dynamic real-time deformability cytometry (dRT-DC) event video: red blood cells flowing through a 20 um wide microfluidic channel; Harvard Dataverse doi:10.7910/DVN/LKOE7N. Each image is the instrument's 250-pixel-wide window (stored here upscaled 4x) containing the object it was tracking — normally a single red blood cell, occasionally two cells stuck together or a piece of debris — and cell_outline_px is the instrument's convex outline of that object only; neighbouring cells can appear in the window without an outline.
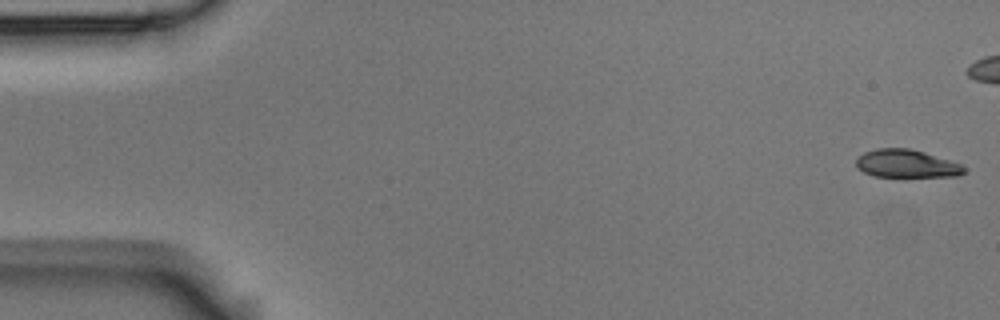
{"species": "Egyptian fruit bat (a non-hibernating species)", "species_latin": "Rousettus aegyptiacus", "temperature_condition": "room temperature", "stored_images_in_passage": 5, "camera_frame_rate_fps": 3000, "um_per_image_px": 0.085, "animal": {"sex": "male"}, "frame": {"image": 1, "passage_image": 1, "time_ms": 0.0, "image_size_px": [1000, 320], "cell_outline_px": [[964, 172], [960, 176], [872, 176], [856, 168], [856, 160], [864, 152], [876, 148], [908, 148], [924, 152], [960, 164], [964, 168]], "centroid_in_image_um": [77.0, 13.91], "position_along_channel_um": 8.0, "area_um2": 17.34}}